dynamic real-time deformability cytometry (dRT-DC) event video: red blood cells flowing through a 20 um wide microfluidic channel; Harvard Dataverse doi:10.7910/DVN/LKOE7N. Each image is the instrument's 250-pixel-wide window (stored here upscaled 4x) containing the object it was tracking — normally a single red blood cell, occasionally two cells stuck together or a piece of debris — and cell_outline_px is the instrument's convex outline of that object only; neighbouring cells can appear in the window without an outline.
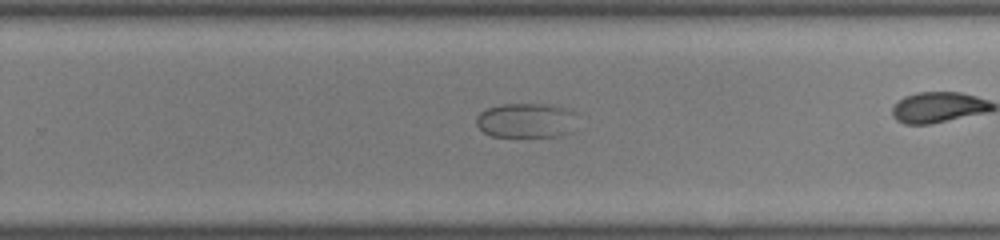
{"species": "common noctule bat (a hibernating species)", "species_latin": "Nyctalus noctula", "temperature_condition": "room temperature", "stored_images_in_passage": 25, "camera_frame_rate_fps": 3000, "um_per_image_px": 0.085, "animal": {"sex": "male", "body_mass_g": 19.0, "forearm_length_mm": 50.8}, "frame": {"image": 1, "passage_image": 18, "time_ms": 5.667, "image_size_px": [1000, 240], "cell_outline_px": [[576, 112], [572, 132], [560, 136], [492, 136], [484, 132], [476, 124], [476, 116], [480, 112], [488, 108], [500, 104], [548, 104], [572, 108]], "centroid_in_image_um": [44.76, 10.22], "position_along_channel_um": 285.0, "area_um2": 20.63}}